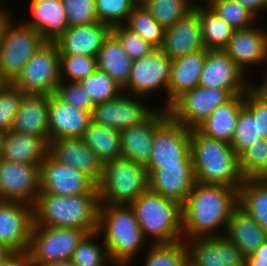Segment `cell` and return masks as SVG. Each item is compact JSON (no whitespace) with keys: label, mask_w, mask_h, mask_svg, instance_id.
<instances>
[{"label":"cell","mask_w":267,"mask_h":266,"mask_svg":"<svg viewBox=\"0 0 267 266\" xmlns=\"http://www.w3.org/2000/svg\"><path fill=\"white\" fill-rule=\"evenodd\" d=\"M133 60L112 33L105 38L97 55V69L106 72L122 88L127 85Z\"/></svg>","instance_id":"obj_32"},{"label":"cell","mask_w":267,"mask_h":266,"mask_svg":"<svg viewBox=\"0 0 267 266\" xmlns=\"http://www.w3.org/2000/svg\"><path fill=\"white\" fill-rule=\"evenodd\" d=\"M239 169L244 178H267V141L261 139L239 156Z\"/></svg>","instance_id":"obj_42"},{"label":"cell","mask_w":267,"mask_h":266,"mask_svg":"<svg viewBox=\"0 0 267 266\" xmlns=\"http://www.w3.org/2000/svg\"><path fill=\"white\" fill-rule=\"evenodd\" d=\"M54 94L65 103L92 112L94 104L79 82L60 81Z\"/></svg>","instance_id":"obj_50"},{"label":"cell","mask_w":267,"mask_h":266,"mask_svg":"<svg viewBox=\"0 0 267 266\" xmlns=\"http://www.w3.org/2000/svg\"><path fill=\"white\" fill-rule=\"evenodd\" d=\"M242 105L243 95L234 96L224 105L218 106L196 129L205 136L230 143Z\"/></svg>","instance_id":"obj_31"},{"label":"cell","mask_w":267,"mask_h":266,"mask_svg":"<svg viewBox=\"0 0 267 266\" xmlns=\"http://www.w3.org/2000/svg\"><path fill=\"white\" fill-rule=\"evenodd\" d=\"M94 105L114 99L123 93V88L106 72L97 69L79 81Z\"/></svg>","instance_id":"obj_40"},{"label":"cell","mask_w":267,"mask_h":266,"mask_svg":"<svg viewBox=\"0 0 267 266\" xmlns=\"http://www.w3.org/2000/svg\"><path fill=\"white\" fill-rule=\"evenodd\" d=\"M97 70V57L60 55V80L79 82Z\"/></svg>","instance_id":"obj_44"},{"label":"cell","mask_w":267,"mask_h":266,"mask_svg":"<svg viewBox=\"0 0 267 266\" xmlns=\"http://www.w3.org/2000/svg\"><path fill=\"white\" fill-rule=\"evenodd\" d=\"M237 206L238 189L196 181L182 204L183 240L224 235Z\"/></svg>","instance_id":"obj_1"},{"label":"cell","mask_w":267,"mask_h":266,"mask_svg":"<svg viewBox=\"0 0 267 266\" xmlns=\"http://www.w3.org/2000/svg\"><path fill=\"white\" fill-rule=\"evenodd\" d=\"M5 135H6V133L0 131V160L2 159V154H3V143H4Z\"/></svg>","instance_id":"obj_58"},{"label":"cell","mask_w":267,"mask_h":266,"mask_svg":"<svg viewBox=\"0 0 267 266\" xmlns=\"http://www.w3.org/2000/svg\"><path fill=\"white\" fill-rule=\"evenodd\" d=\"M4 83V81L0 77V86Z\"/></svg>","instance_id":"obj_61"},{"label":"cell","mask_w":267,"mask_h":266,"mask_svg":"<svg viewBox=\"0 0 267 266\" xmlns=\"http://www.w3.org/2000/svg\"><path fill=\"white\" fill-rule=\"evenodd\" d=\"M10 10L8 11L6 8L0 13V38L2 34V29L4 27V24L6 20L11 16Z\"/></svg>","instance_id":"obj_55"},{"label":"cell","mask_w":267,"mask_h":266,"mask_svg":"<svg viewBox=\"0 0 267 266\" xmlns=\"http://www.w3.org/2000/svg\"><path fill=\"white\" fill-rule=\"evenodd\" d=\"M111 30L109 25L101 22L72 26L54 42L58 46L60 55L97 57Z\"/></svg>","instance_id":"obj_25"},{"label":"cell","mask_w":267,"mask_h":266,"mask_svg":"<svg viewBox=\"0 0 267 266\" xmlns=\"http://www.w3.org/2000/svg\"><path fill=\"white\" fill-rule=\"evenodd\" d=\"M100 204L130 205L149 189V173L145 165L117 158L103 164L97 184Z\"/></svg>","instance_id":"obj_6"},{"label":"cell","mask_w":267,"mask_h":266,"mask_svg":"<svg viewBox=\"0 0 267 266\" xmlns=\"http://www.w3.org/2000/svg\"><path fill=\"white\" fill-rule=\"evenodd\" d=\"M168 116V110L159 107L143 123L121 130V158L146 165L150 159L154 131Z\"/></svg>","instance_id":"obj_23"},{"label":"cell","mask_w":267,"mask_h":266,"mask_svg":"<svg viewBox=\"0 0 267 266\" xmlns=\"http://www.w3.org/2000/svg\"><path fill=\"white\" fill-rule=\"evenodd\" d=\"M170 163H192L190 129L168 116L154 131L150 159L145 165L150 174Z\"/></svg>","instance_id":"obj_12"},{"label":"cell","mask_w":267,"mask_h":266,"mask_svg":"<svg viewBox=\"0 0 267 266\" xmlns=\"http://www.w3.org/2000/svg\"><path fill=\"white\" fill-rule=\"evenodd\" d=\"M7 1L8 0H0V13L6 8L5 5ZM3 4H4V7H3Z\"/></svg>","instance_id":"obj_60"},{"label":"cell","mask_w":267,"mask_h":266,"mask_svg":"<svg viewBox=\"0 0 267 266\" xmlns=\"http://www.w3.org/2000/svg\"><path fill=\"white\" fill-rule=\"evenodd\" d=\"M255 257L267 260V240L252 253Z\"/></svg>","instance_id":"obj_54"},{"label":"cell","mask_w":267,"mask_h":266,"mask_svg":"<svg viewBox=\"0 0 267 266\" xmlns=\"http://www.w3.org/2000/svg\"><path fill=\"white\" fill-rule=\"evenodd\" d=\"M189 266H245L246 256L225 235L185 241Z\"/></svg>","instance_id":"obj_18"},{"label":"cell","mask_w":267,"mask_h":266,"mask_svg":"<svg viewBox=\"0 0 267 266\" xmlns=\"http://www.w3.org/2000/svg\"><path fill=\"white\" fill-rule=\"evenodd\" d=\"M60 81V51L55 42L47 41L11 83L25 94L51 95Z\"/></svg>","instance_id":"obj_8"},{"label":"cell","mask_w":267,"mask_h":266,"mask_svg":"<svg viewBox=\"0 0 267 266\" xmlns=\"http://www.w3.org/2000/svg\"><path fill=\"white\" fill-rule=\"evenodd\" d=\"M98 194L55 196L39 193L34 206V225L97 231Z\"/></svg>","instance_id":"obj_4"},{"label":"cell","mask_w":267,"mask_h":266,"mask_svg":"<svg viewBox=\"0 0 267 266\" xmlns=\"http://www.w3.org/2000/svg\"><path fill=\"white\" fill-rule=\"evenodd\" d=\"M40 193V165L0 160V200L34 205Z\"/></svg>","instance_id":"obj_15"},{"label":"cell","mask_w":267,"mask_h":266,"mask_svg":"<svg viewBox=\"0 0 267 266\" xmlns=\"http://www.w3.org/2000/svg\"><path fill=\"white\" fill-rule=\"evenodd\" d=\"M224 235L245 256L252 254L267 240V232L239 206L232 211Z\"/></svg>","instance_id":"obj_29"},{"label":"cell","mask_w":267,"mask_h":266,"mask_svg":"<svg viewBox=\"0 0 267 266\" xmlns=\"http://www.w3.org/2000/svg\"><path fill=\"white\" fill-rule=\"evenodd\" d=\"M28 2L30 16L23 22L38 31L46 41L54 42L69 27L62 0H28Z\"/></svg>","instance_id":"obj_26"},{"label":"cell","mask_w":267,"mask_h":266,"mask_svg":"<svg viewBox=\"0 0 267 266\" xmlns=\"http://www.w3.org/2000/svg\"><path fill=\"white\" fill-rule=\"evenodd\" d=\"M40 193L55 196L98 194L97 184L85 173L60 163L49 153L40 164Z\"/></svg>","instance_id":"obj_13"},{"label":"cell","mask_w":267,"mask_h":266,"mask_svg":"<svg viewBox=\"0 0 267 266\" xmlns=\"http://www.w3.org/2000/svg\"><path fill=\"white\" fill-rule=\"evenodd\" d=\"M0 266H33L27 251L12 252Z\"/></svg>","instance_id":"obj_51"},{"label":"cell","mask_w":267,"mask_h":266,"mask_svg":"<svg viewBox=\"0 0 267 266\" xmlns=\"http://www.w3.org/2000/svg\"><path fill=\"white\" fill-rule=\"evenodd\" d=\"M196 183L193 163H170L149 174V189L181 205Z\"/></svg>","instance_id":"obj_20"},{"label":"cell","mask_w":267,"mask_h":266,"mask_svg":"<svg viewBox=\"0 0 267 266\" xmlns=\"http://www.w3.org/2000/svg\"><path fill=\"white\" fill-rule=\"evenodd\" d=\"M140 98L123 92L114 99L96 104L91 112L92 121L118 131L139 125L157 110Z\"/></svg>","instance_id":"obj_14"},{"label":"cell","mask_w":267,"mask_h":266,"mask_svg":"<svg viewBox=\"0 0 267 266\" xmlns=\"http://www.w3.org/2000/svg\"><path fill=\"white\" fill-rule=\"evenodd\" d=\"M42 266H76V265L72 262L71 259H68V260H61L57 262H50Z\"/></svg>","instance_id":"obj_56"},{"label":"cell","mask_w":267,"mask_h":266,"mask_svg":"<svg viewBox=\"0 0 267 266\" xmlns=\"http://www.w3.org/2000/svg\"><path fill=\"white\" fill-rule=\"evenodd\" d=\"M238 3L243 5L247 10H249L256 18L257 15L267 10V0H236Z\"/></svg>","instance_id":"obj_52"},{"label":"cell","mask_w":267,"mask_h":266,"mask_svg":"<svg viewBox=\"0 0 267 266\" xmlns=\"http://www.w3.org/2000/svg\"><path fill=\"white\" fill-rule=\"evenodd\" d=\"M246 76L223 50H207L198 86L226 90L233 96L244 95L252 86Z\"/></svg>","instance_id":"obj_16"},{"label":"cell","mask_w":267,"mask_h":266,"mask_svg":"<svg viewBox=\"0 0 267 266\" xmlns=\"http://www.w3.org/2000/svg\"><path fill=\"white\" fill-rule=\"evenodd\" d=\"M205 49L223 50L234 29L219 17L208 5H196Z\"/></svg>","instance_id":"obj_35"},{"label":"cell","mask_w":267,"mask_h":266,"mask_svg":"<svg viewBox=\"0 0 267 266\" xmlns=\"http://www.w3.org/2000/svg\"><path fill=\"white\" fill-rule=\"evenodd\" d=\"M11 253L12 251L10 249L0 243V263Z\"/></svg>","instance_id":"obj_57"},{"label":"cell","mask_w":267,"mask_h":266,"mask_svg":"<svg viewBox=\"0 0 267 266\" xmlns=\"http://www.w3.org/2000/svg\"><path fill=\"white\" fill-rule=\"evenodd\" d=\"M124 25L155 48L162 47L165 28L151 16L141 2L133 8Z\"/></svg>","instance_id":"obj_36"},{"label":"cell","mask_w":267,"mask_h":266,"mask_svg":"<svg viewBox=\"0 0 267 266\" xmlns=\"http://www.w3.org/2000/svg\"><path fill=\"white\" fill-rule=\"evenodd\" d=\"M140 0H95L96 12L101 23L111 28L124 25Z\"/></svg>","instance_id":"obj_45"},{"label":"cell","mask_w":267,"mask_h":266,"mask_svg":"<svg viewBox=\"0 0 267 266\" xmlns=\"http://www.w3.org/2000/svg\"><path fill=\"white\" fill-rule=\"evenodd\" d=\"M34 225V206L0 200V243L12 252L27 251Z\"/></svg>","instance_id":"obj_19"},{"label":"cell","mask_w":267,"mask_h":266,"mask_svg":"<svg viewBox=\"0 0 267 266\" xmlns=\"http://www.w3.org/2000/svg\"><path fill=\"white\" fill-rule=\"evenodd\" d=\"M264 139L258 134L257 117L243 104L239 110L236 128L230 145L239 156L246 148L254 142Z\"/></svg>","instance_id":"obj_41"},{"label":"cell","mask_w":267,"mask_h":266,"mask_svg":"<svg viewBox=\"0 0 267 266\" xmlns=\"http://www.w3.org/2000/svg\"><path fill=\"white\" fill-rule=\"evenodd\" d=\"M208 6L234 30L256 24V17L236 0H213Z\"/></svg>","instance_id":"obj_43"},{"label":"cell","mask_w":267,"mask_h":266,"mask_svg":"<svg viewBox=\"0 0 267 266\" xmlns=\"http://www.w3.org/2000/svg\"><path fill=\"white\" fill-rule=\"evenodd\" d=\"M254 24L234 30L223 51L248 75L250 67L264 65L265 74L260 83H267V30ZM249 70H248V68Z\"/></svg>","instance_id":"obj_17"},{"label":"cell","mask_w":267,"mask_h":266,"mask_svg":"<svg viewBox=\"0 0 267 266\" xmlns=\"http://www.w3.org/2000/svg\"><path fill=\"white\" fill-rule=\"evenodd\" d=\"M190 155L197 182L239 189L244 177L230 143L205 136L196 128L190 129Z\"/></svg>","instance_id":"obj_3"},{"label":"cell","mask_w":267,"mask_h":266,"mask_svg":"<svg viewBox=\"0 0 267 266\" xmlns=\"http://www.w3.org/2000/svg\"><path fill=\"white\" fill-rule=\"evenodd\" d=\"M48 153V144L34 135L14 130L6 133L2 160L28 165H40Z\"/></svg>","instance_id":"obj_30"},{"label":"cell","mask_w":267,"mask_h":266,"mask_svg":"<svg viewBox=\"0 0 267 266\" xmlns=\"http://www.w3.org/2000/svg\"><path fill=\"white\" fill-rule=\"evenodd\" d=\"M48 153L60 163L85 173L96 184L103 174V163L84 143L83 138L69 137L52 139L48 144Z\"/></svg>","instance_id":"obj_21"},{"label":"cell","mask_w":267,"mask_h":266,"mask_svg":"<svg viewBox=\"0 0 267 266\" xmlns=\"http://www.w3.org/2000/svg\"><path fill=\"white\" fill-rule=\"evenodd\" d=\"M97 232L115 266H130L142 247L150 244L130 205L100 204Z\"/></svg>","instance_id":"obj_2"},{"label":"cell","mask_w":267,"mask_h":266,"mask_svg":"<svg viewBox=\"0 0 267 266\" xmlns=\"http://www.w3.org/2000/svg\"><path fill=\"white\" fill-rule=\"evenodd\" d=\"M130 207L150 244L183 240L182 205L177 201L148 189Z\"/></svg>","instance_id":"obj_5"},{"label":"cell","mask_w":267,"mask_h":266,"mask_svg":"<svg viewBox=\"0 0 267 266\" xmlns=\"http://www.w3.org/2000/svg\"><path fill=\"white\" fill-rule=\"evenodd\" d=\"M99 237L100 234L95 231L87 233L79 242L71 258L76 266H107L109 263L115 266L109 257L104 240L103 244L97 242L96 239Z\"/></svg>","instance_id":"obj_39"},{"label":"cell","mask_w":267,"mask_h":266,"mask_svg":"<svg viewBox=\"0 0 267 266\" xmlns=\"http://www.w3.org/2000/svg\"><path fill=\"white\" fill-rule=\"evenodd\" d=\"M172 59L160 48H155L148 56L134 60L127 85L123 92L133 95L149 97L153 92L163 90L167 99L163 108H168V83L170 78Z\"/></svg>","instance_id":"obj_10"},{"label":"cell","mask_w":267,"mask_h":266,"mask_svg":"<svg viewBox=\"0 0 267 266\" xmlns=\"http://www.w3.org/2000/svg\"><path fill=\"white\" fill-rule=\"evenodd\" d=\"M213 0H192L194 5H208Z\"/></svg>","instance_id":"obj_59"},{"label":"cell","mask_w":267,"mask_h":266,"mask_svg":"<svg viewBox=\"0 0 267 266\" xmlns=\"http://www.w3.org/2000/svg\"><path fill=\"white\" fill-rule=\"evenodd\" d=\"M140 2L164 28L173 26L195 6L192 0H140Z\"/></svg>","instance_id":"obj_37"},{"label":"cell","mask_w":267,"mask_h":266,"mask_svg":"<svg viewBox=\"0 0 267 266\" xmlns=\"http://www.w3.org/2000/svg\"><path fill=\"white\" fill-rule=\"evenodd\" d=\"M91 121V111L65 103L55 94L49 95V141L69 137L82 138Z\"/></svg>","instance_id":"obj_22"},{"label":"cell","mask_w":267,"mask_h":266,"mask_svg":"<svg viewBox=\"0 0 267 266\" xmlns=\"http://www.w3.org/2000/svg\"><path fill=\"white\" fill-rule=\"evenodd\" d=\"M144 266H189L185 240L149 244Z\"/></svg>","instance_id":"obj_38"},{"label":"cell","mask_w":267,"mask_h":266,"mask_svg":"<svg viewBox=\"0 0 267 266\" xmlns=\"http://www.w3.org/2000/svg\"><path fill=\"white\" fill-rule=\"evenodd\" d=\"M238 206L267 232V178H244Z\"/></svg>","instance_id":"obj_33"},{"label":"cell","mask_w":267,"mask_h":266,"mask_svg":"<svg viewBox=\"0 0 267 266\" xmlns=\"http://www.w3.org/2000/svg\"><path fill=\"white\" fill-rule=\"evenodd\" d=\"M82 138L103 164L121 157L118 130L91 121Z\"/></svg>","instance_id":"obj_34"},{"label":"cell","mask_w":267,"mask_h":266,"mask_svg":"<svg viewBox=\"0 0 267 266\" xmlns=\"http://www.w3.org/2000/svg\"><path fill=\"white\" fill-rule=\"evenodd\" d=\"M69 27L100 22L95 0H62Z\"/></svg>","instance_id":"obj_49"},{"label":"cell","mask_w":267,"mask_h":266,"mask_svg":"<svg viewBox=\"0 0 267 266\" xmlns=\"http://www.w3.org/2000/svg\"><path fill=\"white\" fill-rule=\"evenodd\" d=\"M243 95V104L257 117L258 134L267 137V83L253 84ZM256 85V86H255Z\"/></svg>","instance_id":"obj_47"},{"label":"cell","mask_w":267,"mask_h":266,"mask_svg":"<svg viewBox=\"0 0 267 266\" xmlns=\"http://www.w3.org/2000/svg\"><path fill=\"white\" fill-rule=\"evenodd\" d=\"M172 60L189 53L205 49L199 17L194 9L179 19L173 26L165 28L160 48Z\"/></svg>","instance_id":"obj_24"},{"label":"cell","mask_w":267,"mask_h":266,"mask_svg":"<svg viewBox=\"0 0 267 266\" xmlns=\"http://www.w3.org/2000/svg\"><path fill=\"white\" fill-rule=\"evenodd\" d=\"M233 97L226 90L197 86L177 97L167 108L168 115L186 128L194 129Z\"/></svg>","instance_id":"obj_11"},{"label":"cell","mask_w":267,"mask_h":266,"mask_svg":"<svg viewBox=\"0 0 267 266\" xmlns=\"http://www.w3.org/2000/svg\"><path fill=\"white\" fill-rule=\"evenodd\" d=\"M48 102L49 95L25 94L12 130L41 137L49 144Z\"/></svg>","instance_id":"obj_27"},{"label":"cell","mask_w":267,"mask_h":266,"mask_svg":"<svg viewBox=\"0 0 267 266\" xmlns=\"http://www.w3.org/2000/svg\"><path fill=\"white\" fill-rule=\"evenodd\" d=\"M111 32L119 39L122 48L134 61L148 56L155 47L125 25L112 27Z\"/></svg>","instance_id":"obj_48"},{"label":"cell","mask_w":267,"mask_h":266,"mask_svg":"<svg viewBox=\"0 0 267 266\" xmlns=\"http://www.w3.org/2000/svg\"><path fill=\"white\" fill-rule=\"evenodd\" d=\"M207 50H199L172 60L168 83V107L183 92L199 85Z\"/></svg>","instance_id":"obj_28"},{"label":"cell","mask_w":267,"mask_h":266,"mask_svg":"<svg viewBox=\"0 0 267 266\" xmlns=\"http://www.w3.org/2000/svg\"><path fill=\"white\" fill-rule=\"evenodd\" d=\"M245 266H267L266 259H260L255 257L253 254L246 256Z\"/></svg>","instance_id":"obj_53"},{"label":"cell","mask_w":267,"mask_h":266,"mask_svg":"<svg viewBox=\"0 0 267 266\" xmlns=\"http://www.w3.org/2000/svg\"><path fill=\"white\" fill-rule=\"evenodd\" d=\"M86 234L78 228L33 225L27 249L33 266L71 259Z\"/></svg>","instance_id":"obj_9"},{"label":"cell","mask_w":267,"mask_h":266,"mask_svg":"<svg viewBox=\"0 0 267 266\" xmlns=\"http://www.w3.org/2000/svg\"><path fill=\"white\" fill-rule=\"evenodd\" d=\"M20 89L11 82L0 86V131L8 133L12 130L13 122L24 97Z\"/></svg>","instance_id":"obj_46"},{"label":"cell","mask_w":267,"mask_h":266,"mask_svg":"<svg viewBox=\"0 0 267 266\" xmlns=\"http://www.w3.org/2000/svg\"><path fill=\"white\" fill-rule=\"evenodd\" d=\"M46 42L38 31L24 22H15L14 16L11 15L4 24L0 38L1 79L4 82H12Z\"/></svg>","instance_id":"obj_7"}]
</instances>
